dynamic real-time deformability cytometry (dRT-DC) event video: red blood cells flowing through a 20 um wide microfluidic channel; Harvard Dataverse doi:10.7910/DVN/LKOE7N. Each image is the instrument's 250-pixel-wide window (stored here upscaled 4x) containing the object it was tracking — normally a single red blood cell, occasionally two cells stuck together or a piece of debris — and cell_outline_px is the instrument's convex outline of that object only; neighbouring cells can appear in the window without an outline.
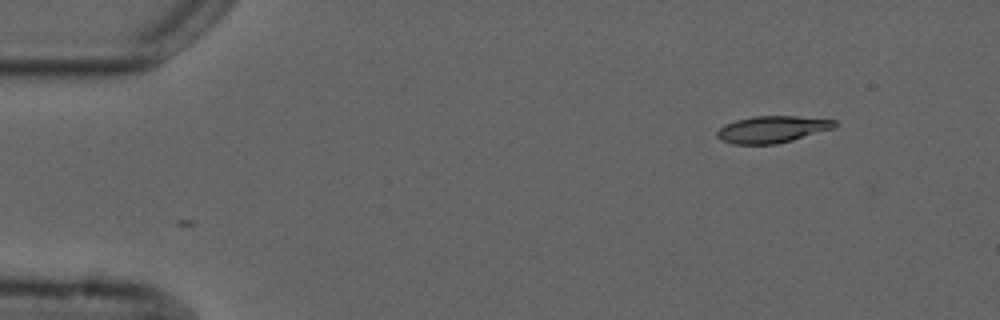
{"species": "common noctule bat (a hibernating species)", "species_latin": "Nyctalus noctula", "temperature_condition": "cold", "stored_images_in_passage": 4, "camera_frame_rate_fps": 3000, "um_per_image_px": 0.085, "animal": {"sex": "male", "forearm_length_mm": 52.5}, "frame": {"image": 1, "passage_image": 1, "time_ms": 0.0, "image_size_px": [1000, 320], "cell_outline_px": [[840, 124], [836, 128], [792, 140], [776, 144], [732, 144], [720, 140], [716, 136], [716, 132], [724, 124], [736, 120], [752, 116], [796, 116], [836, 120]], "centroid_in_image_um": [65.66, 10.99], "position_along_channel_um": 19.3, "area_um2": 18.61}}
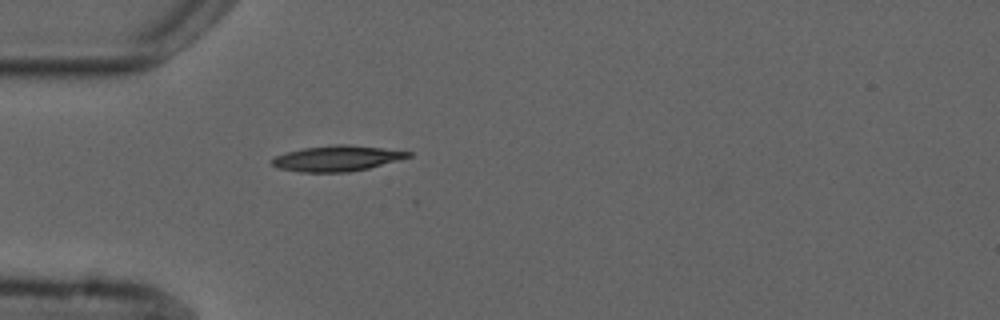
{"frame": {"image": 2, "passage_image": 4, "time_ms": 3.333, "image_size_px": [1000, 320], "cell_outline_px": [[412, 156], [400, 160], [368, 168], [348, 172], [300, 172], [276, 168], [268, 160], [276, 156], [288, 152], [304, 148], [336, 144], [348, 144], [384, 148], [412, 152]], "centroid_in_image_um": [28.64, 13.46], "position_along_channel_um": 56.4, "area_um2": 20.4}}